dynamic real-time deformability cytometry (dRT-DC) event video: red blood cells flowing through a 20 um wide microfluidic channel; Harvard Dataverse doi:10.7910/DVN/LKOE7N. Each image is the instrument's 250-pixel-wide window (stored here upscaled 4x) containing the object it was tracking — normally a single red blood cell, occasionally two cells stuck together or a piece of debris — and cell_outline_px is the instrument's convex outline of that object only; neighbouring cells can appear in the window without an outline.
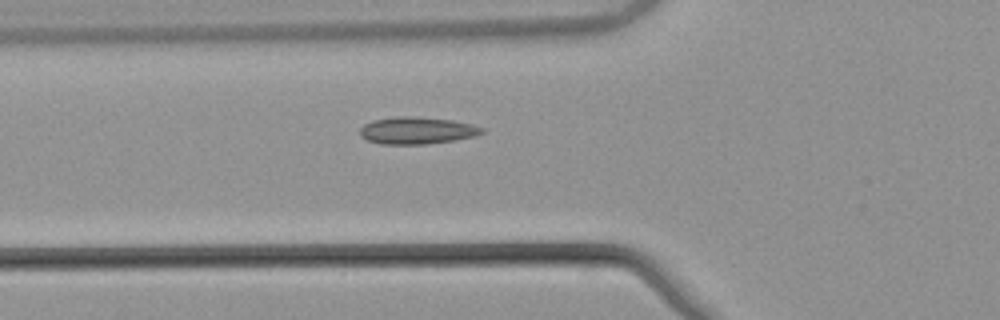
{"species": "common noctule bat (a hibernating species)", "species_latin": "Nyctalus noctula", "temperature_condition": "warm", "stored_images_in_passage": 36, "camera_frame_rate_fps": 3000, "um_per_image_px": 0.085, "animal": {"sex": "male", "body_mass_g": 21.5, "forearm_length_mm": 52.0}, "frame": {"image": 1, "passage_image": 2, "time_ms": 0.333, "image_size_px": [1000, 320], "cell_outline_px": [[484, 132], [476, 136], [452, 140], [424, 144], [380, 144], [368, 140], [360, 136], [360, 128], [364, 124], [372, 120], [396, 116], [416, 116], [452, 120], [472, 124], [484, 128]], "centroid_in_image_um": [35.42, 11.08], "position_along_channel_um": 90.4, "area_um2": 19.31}}
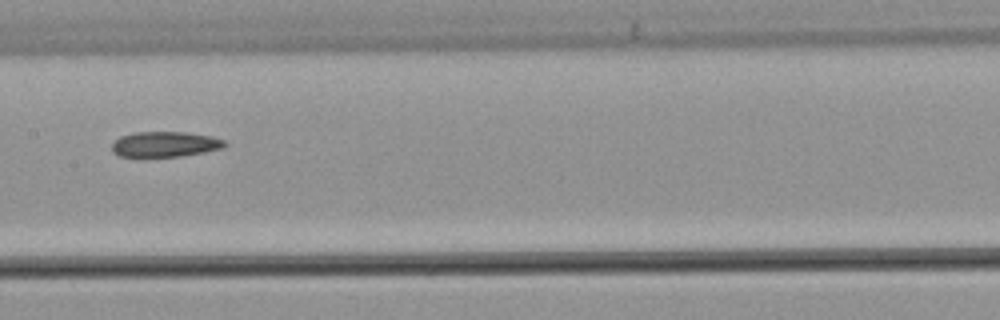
{"frame": {"image": 2, "passage_image": 10, "time_ms": 3.0, "image_size_px": [1000, 320], "cell_outline_px": [[228, 144], [224, 148], [204, 152], [180, 156], [120, 156], [112, 152], [112, 144], [120, 136], [136, 132], [184, 132], [212, 136], [224, 140]], "centroid_in_image_um": [14.05, 12.25], "position_along_channel_um": 193.3, "area_um2": 16.59}}
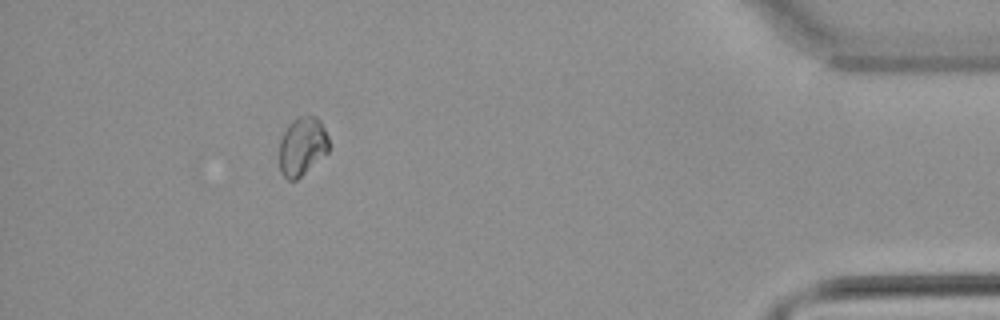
{"frame": {"image": 3, "passage_image": 31, "time_ms": 10.0, "image_size_px": [1000, 320], "cell_outline_px": [[328, 152], [296, 180], [288, 180], [280, 172], [280, 140], [288, 124], [292, 120], [308, 112], [316, 116], [320, 120], [328, 136]], "centroid_in_image_um": [25.69, 12.39], "position_along_channel_um": 409.5, "area_um2": 16.99}}